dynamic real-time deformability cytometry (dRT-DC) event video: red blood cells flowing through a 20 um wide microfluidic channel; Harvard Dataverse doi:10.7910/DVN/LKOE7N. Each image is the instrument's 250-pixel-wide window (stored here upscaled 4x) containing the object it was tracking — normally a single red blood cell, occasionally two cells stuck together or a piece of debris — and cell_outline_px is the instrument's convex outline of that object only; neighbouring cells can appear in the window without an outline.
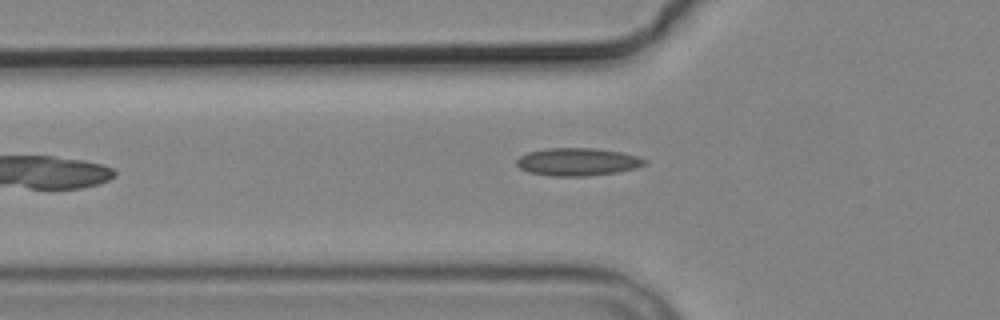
{"species": "common noctule bat (a hibernating species)", "species_latin": "Nyctalus noctula", "temperature_condition": "cold", "stored_images_in_passage": 5, "camera_frame_rate_fps": 3000, "um_per_image_px": 0.085, "animal": {"sex": "male", "body_mass_g": 19.2, "forearm_length_mm": 51.8}, "frame": {"image": 1, "passage_image": 5, "time_ms": 4.667, "image_size_px": [1000, 320], "cell_outline_px": [[648, 164], [636, 168], [620, 172], [588, 176], [552, 176], [528, 172], [520, 168], [516, 164], [516, 160], [520, 156], [528, 152], [548, 148], [596, 148], [620, 152], [640, 156], [648, 160]], "centroid_in_image_um": [49.15, 13.76], "position_along_channel_um": 76.7, "area_um2": 20.98}}